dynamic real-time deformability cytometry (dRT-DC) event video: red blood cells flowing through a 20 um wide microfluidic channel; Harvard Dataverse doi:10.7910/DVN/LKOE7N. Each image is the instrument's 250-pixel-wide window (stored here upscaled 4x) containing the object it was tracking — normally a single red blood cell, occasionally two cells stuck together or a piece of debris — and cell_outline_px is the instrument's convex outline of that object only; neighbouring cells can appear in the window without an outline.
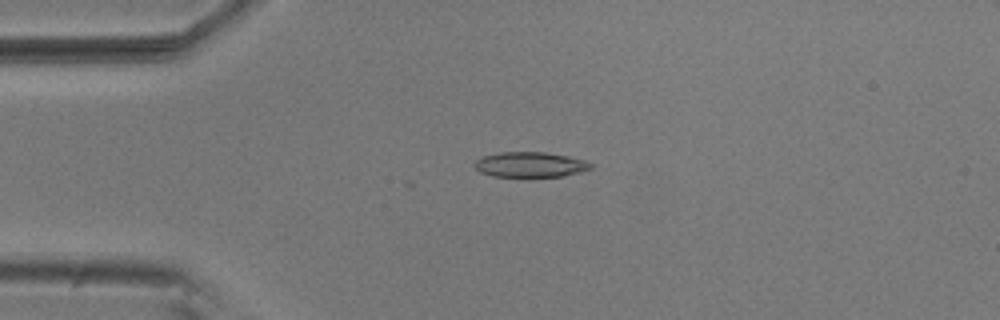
{"species": "common noctule bat (a hibernating species)", "species_latin": "Nyctalus noctula", "temperature_condition": "room temperature", "stored_images_in_passage": 9, "camera_frame_rate_fps": 3000, "um_per_image_px": 0.085, "animal": {"sex": "male", "body_mass_g": 20.5, "forearm_length_mm": 52.5}, "frame": {"image": 1, "passage_image": 3, "time_ms": 0.667, "image_size_px": [1000, 320], "cell_outline_px": [[592, 168], [580, 172], [564, 176], [492, 176], [480, 172], [472, 164], [476, 160], [484, 156], [500, 152], [544, 152], [568, 156], [584, 160], [592, 164]], "centroid_in_image_um": [45.06, 13.98], "position_along_channel_um": 39.9, "area_um2": 16.94}}
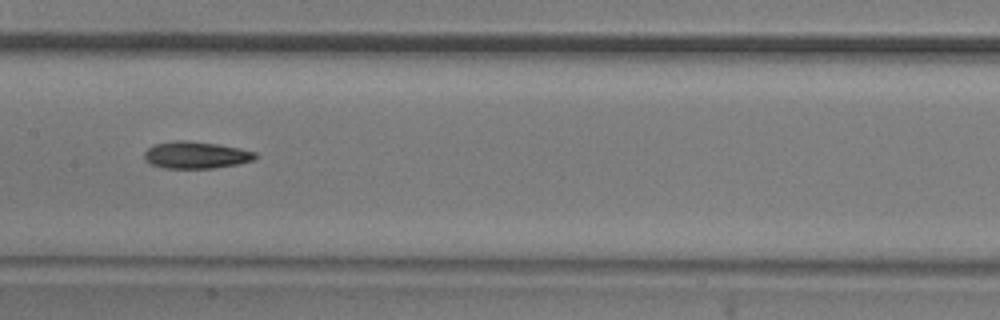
{"frame": {"image": 2, "passage_image": 7, "time_ms": 2.0, "image_size_px": [1000, 320], "cell_outline_px": [[256, 160], [236, 164], [212, 168], [164, 168], [152, 164], [144, 160], [144, 152], [148, 148], [156, 144], [172, 140], [188, 140], [216, 144], [240, 148], [256, 152]], "centroid_in_image_um": [16.65, 13.17], "position_along_channel_um": 190.8, "area_um2": 17.46}}
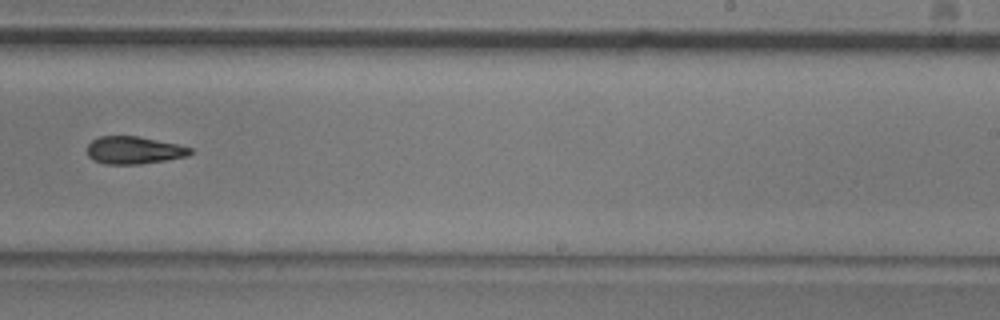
{"frame": {"image": 3, "passage_image": 9, "time_ms": 2.667, "image_size_px": [1000, 320], "cell_outline_px": [[192, 152], [188, 156], [140, 164], [104, 164], [92, 160], [88, 156], [88, 144], [92, 140], [100, 136], [136, 136], [176, 144], [192, 148]], "centroid_in_image_um": [11.35, 12.77], "position_along_channel_um": 277.7, "area_um2": 16.42}}